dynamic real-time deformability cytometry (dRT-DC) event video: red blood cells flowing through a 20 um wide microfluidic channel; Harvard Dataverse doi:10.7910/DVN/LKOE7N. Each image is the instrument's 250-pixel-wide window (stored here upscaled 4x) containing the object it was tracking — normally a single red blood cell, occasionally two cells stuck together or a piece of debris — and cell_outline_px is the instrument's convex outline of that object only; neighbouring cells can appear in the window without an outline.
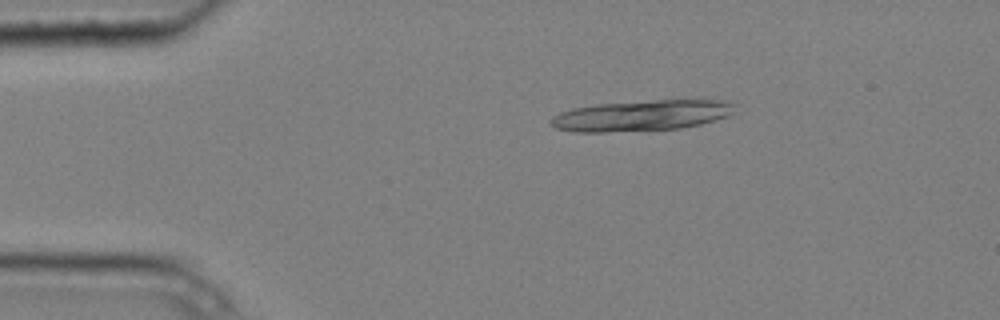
{"species": "common noctule bat (a hibernating species)", "species_latin": "Nyctalus noctula", "temperature_condition": "cold", "stored_images_in_passage": 5, "camera_frame_rate_fps": 3000, "um_per_image_px": 0.085, "animal": {"sex": "male", "body_mass_g": 20.4}, "frame": {"image": 1, "passage_image": 2, "time_ms": 0.333, "image_size_px": [1000, 320], "cell_outline_px": [[736, 104], [732, 112], [728, 116], [716, 120], [700, 124], [680, 128], [604, 132], [572, 132], [556, 128], [548, 120], [560, 112], [576, 108], [600, 104], [656, 100], [728, 100]], "centroid_in_image_um": [54.56, 9.82], "position_along_channel_um": 30.4, "area_um2": 32.71}}